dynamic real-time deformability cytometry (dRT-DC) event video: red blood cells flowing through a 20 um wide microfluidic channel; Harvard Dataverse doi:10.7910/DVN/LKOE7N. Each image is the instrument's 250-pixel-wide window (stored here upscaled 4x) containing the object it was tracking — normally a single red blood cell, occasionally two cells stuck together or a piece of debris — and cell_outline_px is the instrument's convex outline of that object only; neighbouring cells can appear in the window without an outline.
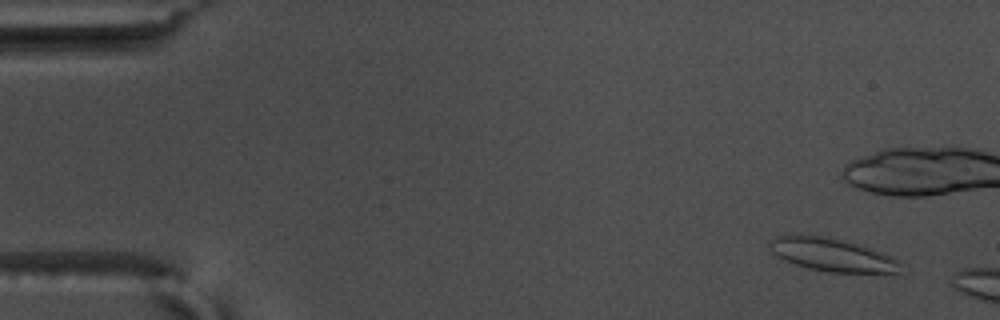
{"species": "common noctule bat (a hibernating species)", "species_latin": "Nyctalus noctula", "temperature_condition": "warm", "stored_images_in_passage": 9, "camera_frame_rate_fps": 3000, "um_per_image_px": 0.085, "animal": {"sex": "male", "body_mass_g": 17.5, "forearm_length_mm": 52.3}, "frame": {"image": 1, "passage_image": 4, "time_ms": 1.0, "image_size_px": [1000, 320], "cell_outline_px": [[900, 264], [896, 272], [832, 272], [808, 268], [796, 264], [776, 256], [772, 252], [768, 244], [776, 236], [820, 236], [840, 240], [856, 244], [880, 252], [896, 260]], "centroid_in_image_um": [70.65, 21.66], "position_along_channel_um": 14.3, "area_um2": 24.04}}